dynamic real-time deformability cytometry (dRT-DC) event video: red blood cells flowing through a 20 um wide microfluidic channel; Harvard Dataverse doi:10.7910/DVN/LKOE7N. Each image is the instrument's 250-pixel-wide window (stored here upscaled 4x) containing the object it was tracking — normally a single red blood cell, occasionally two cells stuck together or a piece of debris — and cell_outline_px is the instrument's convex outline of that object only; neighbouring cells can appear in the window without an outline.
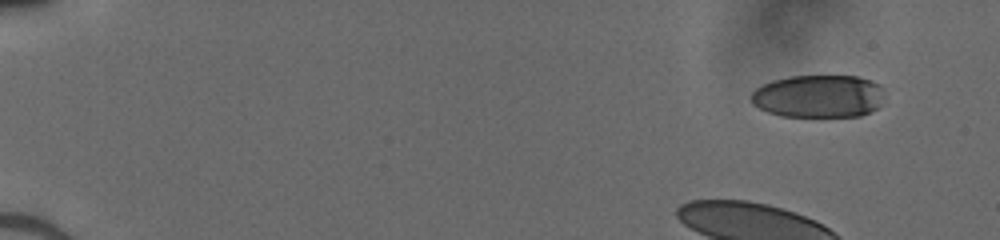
{"species": "human", "species_latin": "Homo sapiens", "temperature_condition": "cold", "stored_images_in_passage": 47, "camera_frame_rate_fps": 3000, "um_per_image_px": 0.085, "donor": {"sex": "male"}, "frame": {"image": 1, "passage_image": 1, "time_ms": 0.0, "image_size_px": [1000, 240], "cell_outline_px": [[880, 104], [876, 108], [860, 116], [780, 116], [768, 112], [752, 104], [752, 92], [756, 88], [772, 80], [788, 76], [856, 76], [872, 80], [880, 88]], "centroid_in_image_um": [69.52, 8.17], "position_along_channel_um": 15.5, "area_um2": 32.89}}
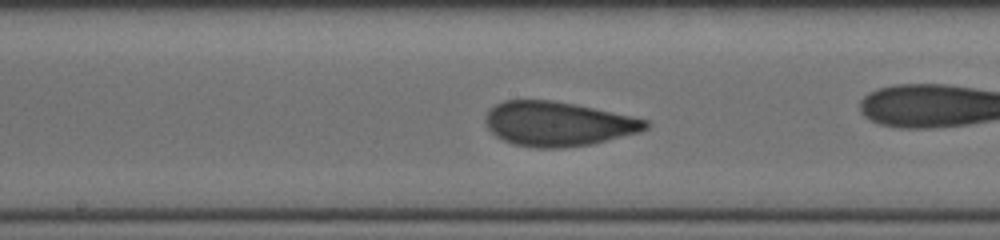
{"frame": {"image": 2, "passage_image": 24, "time_ms": 7.667, "image_size_px": [1000, 240], "cell_outline_px": [[652, 124], [648, 128], [640, 132], [592, 144], [560, 148], [536, 148], [512, 144], [496, 136], [484, 124], [484, 116], [496, 104], [504, 100], [552, 100], [632, 116], [648, 120]], "centroid_in_image_um": [47.42, 10.53], "position_along_channel_um": 200.8, "area_um2": 41.5}}
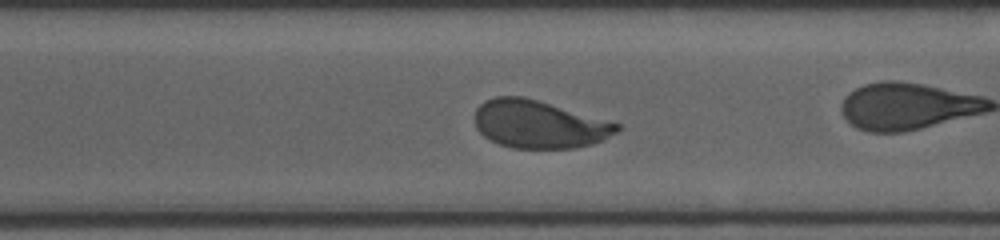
{"frame": {"image": 3, "passage_image": 33, "time_ms": 10.667, "image_size_px": [1000, 240], "cell_outline_px": [[620, 128], [616, 132], [604, 140], [592, 144], [572, 148], [512, 148], [500, 144], [484, 136], [476, 128], [476, 108], [484, 100], [496, 96], [524, 96], [620, 124]], "centroid_in_image_um": [45.8, 10.56], "position_along_channel_um": 324.8, "area_um2": 39.36}}